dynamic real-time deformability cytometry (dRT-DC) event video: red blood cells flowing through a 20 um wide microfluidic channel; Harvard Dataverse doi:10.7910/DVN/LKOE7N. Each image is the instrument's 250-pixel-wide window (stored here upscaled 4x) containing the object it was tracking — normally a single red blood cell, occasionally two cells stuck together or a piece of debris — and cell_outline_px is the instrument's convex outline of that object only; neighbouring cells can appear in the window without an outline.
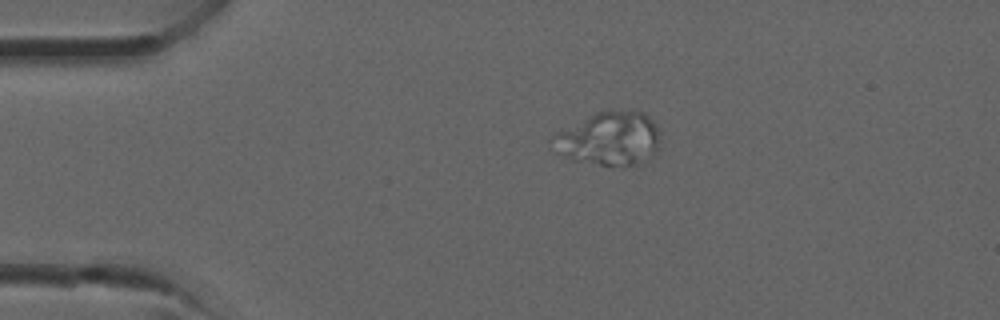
{"species": "common noctule bat (a hibernating species)", "species_latin": "Nyctalus noctula", "temperature_condition": "room temperature", "stored_images_in_passage": 30, "camera_frame_rate_fps": 3000, "um_per_image_px": 0.085, "animal": {"sex": "male", "forearm_length_mm": 52.5}, "frame": {"image": 1, "passage_image": 1, "time_ms": 0.0, "image_size_px": [1000, 320], "cell_outline_px": [[660, 148], [656, 156], [636, 164], [624, 168], [572, 160], [556, 152], [548, 140], [556, 132], [596, 112], [644, 112], [660, 128]], "centroid_in_image_um": [51.81, 11.84], "position_along_channel_um": 33.2, "area_um2": 34.16}}
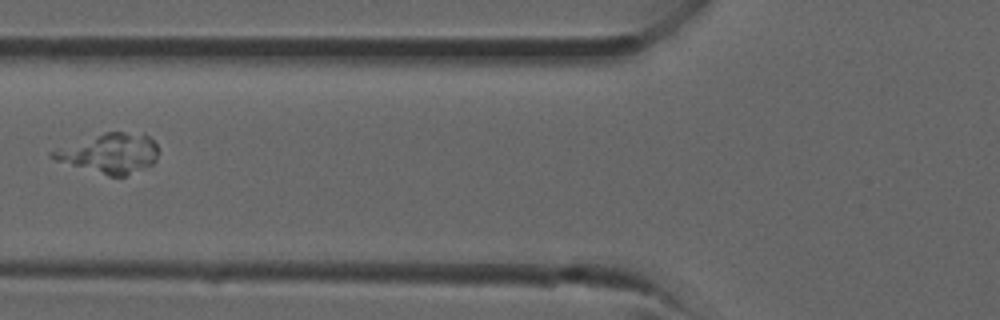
{"frame": {"image": 2, "passage_image": 8, "time_ms": 2.333, "image_size_px": [1000, 320], "cell_outline_px": [[160, 152], [156, 160], [152, 164], [124, 176], [108, 176], [56, 160], [48, 156], [48, 152], [56, 148], [104, 132], [144, 132], [156, 144]], "centroid_in_image_um": [9.33, 13.01], "position_along_channel_um": 116.5, "area_um2": 24.57}}
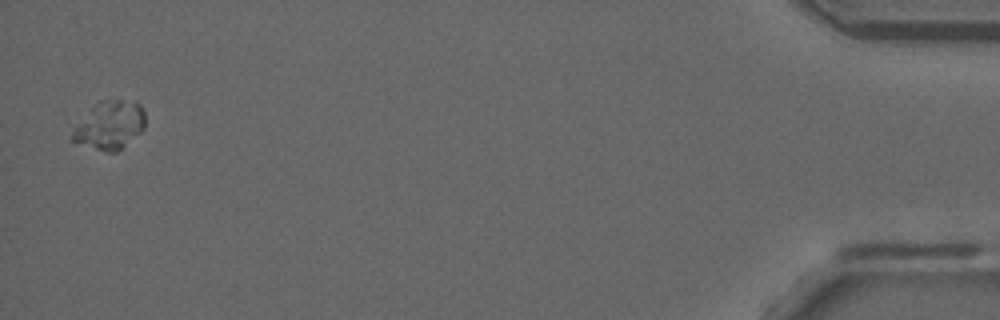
{"frame": {"image": 3, "passage_image": 30, "time_ms": 9.667, "image_size_px": [1000, 320], "cell_outline_px": [[144, 128], [140, 132], [116, 152], [108, 152], [72, 140], [72, 132], [92, 108], [100, 100], [136, 100], [140, 104], [144, 112]], "centroid_in_image_um": [9.39, 10.61], "position_along_channel_um": 425.8, "area_um2": 19.71}}